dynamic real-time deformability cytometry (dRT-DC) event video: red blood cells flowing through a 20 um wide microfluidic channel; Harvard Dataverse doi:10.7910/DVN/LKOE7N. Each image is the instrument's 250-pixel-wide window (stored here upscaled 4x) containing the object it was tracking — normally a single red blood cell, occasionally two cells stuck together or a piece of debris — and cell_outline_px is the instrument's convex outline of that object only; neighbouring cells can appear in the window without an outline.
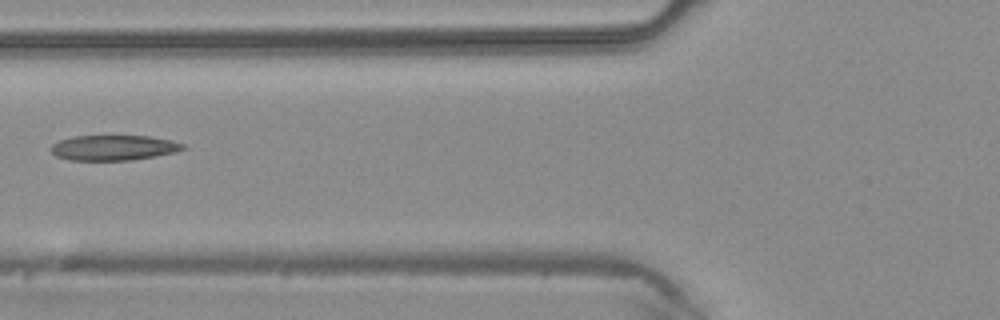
{"species": "common noctule bat (a hibernating species)", "species_latin": "Nyctalus noctula", "temperature_condition": "warm", "stored_images_in_passage": 2, "camera_frame_rate_fps": 3000, "um_per_image_px": 0.085, "animal": {"sex": "male", "body_mass_g": 20.4}, "frame": {"image": 1, "passage_image": 2, "time_ms": 0.333, "image_size_px": [1000, 320], "cell_outline_px": [[188, 148], [176, 152], [156, 156], [132, 160], [68, 160], [56, 156], [52, 152], [52, 144], [60, 140], [72, 136], [148, 136], [172, 140], [184, 144]], "centroid_in_image_um": [9.7, 12.56], "position_along_channel_um": 116.1, "area_um2": 19.48}}